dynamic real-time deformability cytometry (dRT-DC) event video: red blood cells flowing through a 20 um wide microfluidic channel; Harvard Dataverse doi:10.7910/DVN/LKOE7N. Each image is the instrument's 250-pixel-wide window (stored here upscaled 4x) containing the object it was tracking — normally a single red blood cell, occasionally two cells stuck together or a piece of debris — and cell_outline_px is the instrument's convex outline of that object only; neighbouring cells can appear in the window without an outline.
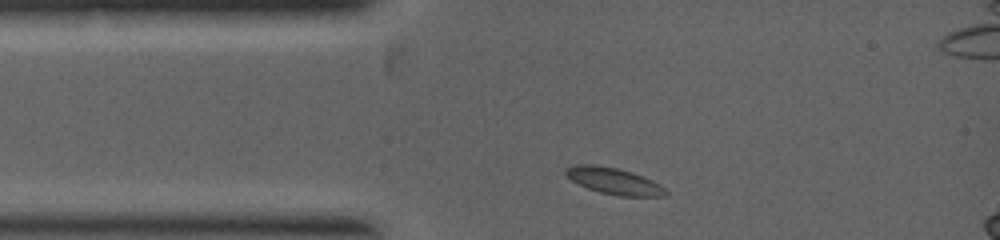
{"species": "common noctule bat (a hibernating species)", "species_latin": "Nyctalus noctula", "temperature_condition": "warm", "stored_images_in_passage": 2, "camera_frame_rate_fps": 5000, "um_per_image_px": 0.085, "animal": {"sex": "female", "body_mass_g": 19.0, "forearm_length_mm": 53.3}, "frame": {"image": 1, "passage_image": 1, "time_ms": 0.0, "image_size_px": [1000, 240], "cell_outline_px": [[668, 196], [620, 196], [600, 192], [588, 188], [572, 180], [564, 172], [564, 168], [572, 164], [592, 164], [616, 168], [632, 172], [644, 176], [660, 184], [668, 192]], "centroid_in_image_um": [52.19, 15.38], "position_along_channel_um": 32.8, "area_um2": 15.43}}